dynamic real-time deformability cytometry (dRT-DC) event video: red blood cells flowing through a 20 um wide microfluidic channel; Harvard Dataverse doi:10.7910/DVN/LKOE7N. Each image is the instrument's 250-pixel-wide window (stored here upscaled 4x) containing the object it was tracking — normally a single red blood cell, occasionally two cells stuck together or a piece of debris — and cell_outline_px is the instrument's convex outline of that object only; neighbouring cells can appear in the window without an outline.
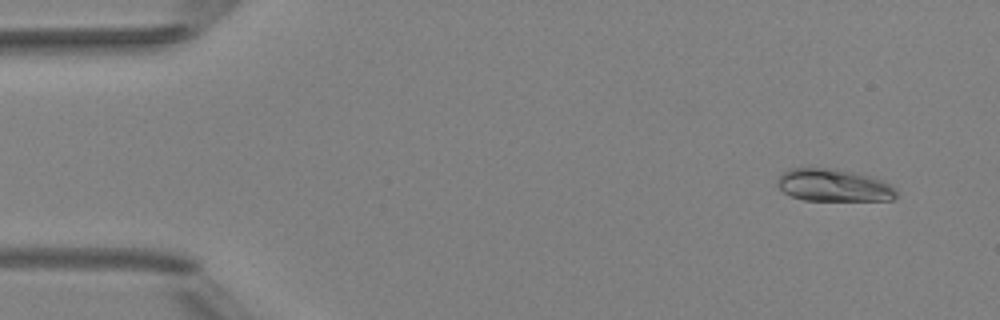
{"species": "Egyptian fruit bat (a non-hibernating species)", "species_latin": "Rousettus aegyptiacus", "temperature_condition": "room temperature", "stored_images_in_passage": 4, "camera_frame_rate_fps": 3000, "um_per_image_px": 0.085, "animal": {"sex": "female"}, "frame": {"image": 1, "passage_image": 1, "time_ms": 0.0, "image_size_px": [1000, 320], "cell_outline_px": [[896, 196], [892, 200], [804, 200], [788, 196], [776, 184], [776, 180], [780, 172], [788, 168], [808, 164], [836, 168], [872, 176], [884, 180], [896, 188]], "centroid_in_image_um": [70.77, 15.69], "position_along_channel_um": 14.2, "area_um2": 23.64}}
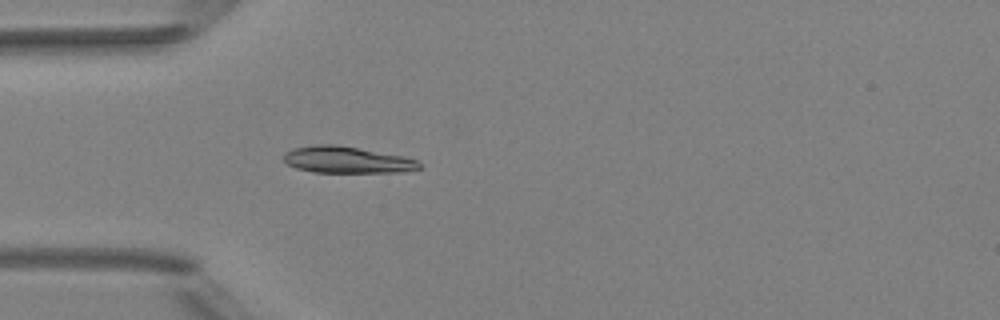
{"frame": {"image": 2, "passage_image": 4, "time_ms": 3.667, "image_size_px": [1000, 320], "cell_outline_px": [[420, 168], [400, 172], [312, 172], [296, 168], [288, 164], [284, 160], [284, 152], [292, 148], [316, 144], [336, 144], [404, 156], [416, 160], [420, 164]], "centroid_in_image_um": [29.45, 13.57], "position_along_channel_um": 55.6, "area_um2": 20.98}}